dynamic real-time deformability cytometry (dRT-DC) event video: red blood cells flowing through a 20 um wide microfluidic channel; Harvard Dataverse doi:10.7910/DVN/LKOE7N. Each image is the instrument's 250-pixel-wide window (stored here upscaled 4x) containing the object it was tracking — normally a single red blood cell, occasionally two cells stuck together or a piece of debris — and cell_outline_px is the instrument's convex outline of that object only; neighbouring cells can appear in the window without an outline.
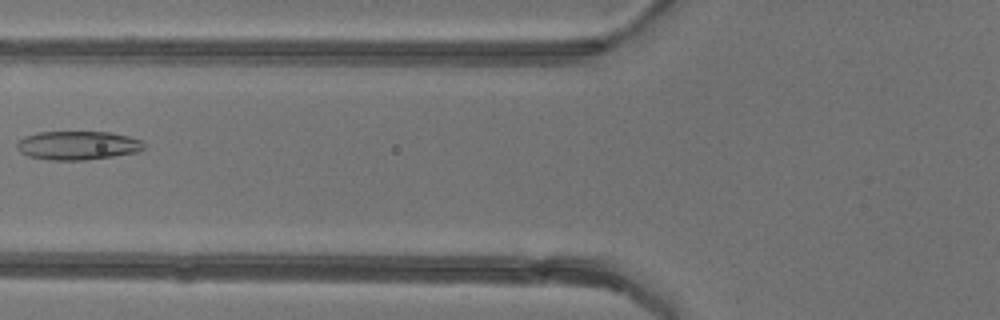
{"species": "common noctule bat (a hibernating species)", "species_latin": "Nyctalus noctula", "temperature_condition": "warm", "stored_images_in_passage": 2, "camera_frame_rate_fps": 3000, "um_per_image_px": 0.085, "animal": {"sex": "female"}, "frame": {"image": 1, "passage_image": 2, "time_ms": 1.333, "image_size_px": [1000, 320], "cell_outline_px": [[144, 148], [136, 152], [112, 156], [84, 160], [52, 160], [28, 156], [20, 152], [16, 148], [16, 140], [24, 136], [36, 132], [108, 132], [128, 136], [144, 140]], "centroid_in_image_um": [6.56, 12.35], "position_along_channel_um": 119.2, "area_um2": 21.39}}